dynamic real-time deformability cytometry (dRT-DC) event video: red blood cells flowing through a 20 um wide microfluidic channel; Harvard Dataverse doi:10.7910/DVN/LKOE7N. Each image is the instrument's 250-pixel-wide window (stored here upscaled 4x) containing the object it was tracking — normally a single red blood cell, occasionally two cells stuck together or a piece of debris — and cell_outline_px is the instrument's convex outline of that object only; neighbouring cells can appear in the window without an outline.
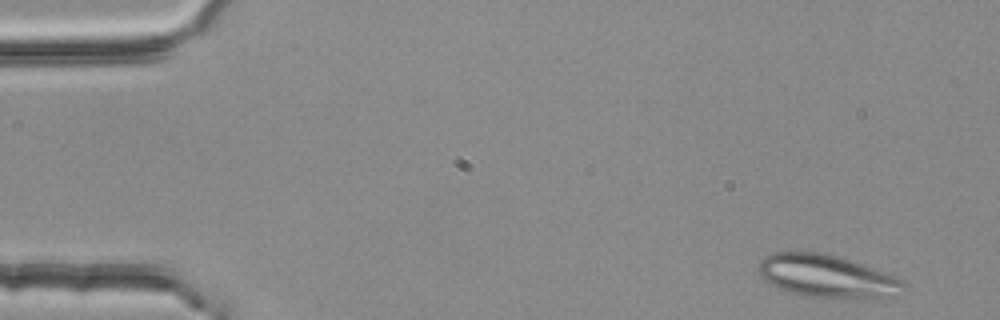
{"species": "common noctule bat (a hibernating species)", "species_latin": "Nyctalus noctula", "temperature_condition": "room temperature", "stored_images_in_passage": 4, "segment_of_instrument_passage": [2, 2], "camera_frame_rate_fps": 3000, "um_per_image_px": 0.085, "animal": {"sex": "female", "body_mass_g": 25.1}, "frame": {"image": 1, "passage_image": 4, "time_ms": 1.0, "image_size_px": [1000, 320], "cell_outline_px": [[908, 292], [896, 296], [804, 296], [788, 292], [776, 288], [768, 284], [760, 276], [760, 260], [764, 256], [776, 252], [824, 252], [836, 256], [892, 276], [908, 284]], "centroid_in_image_um": [70.23, 23.47], "position_along_channel_um": 14.8, "area_um2": 35.2}}